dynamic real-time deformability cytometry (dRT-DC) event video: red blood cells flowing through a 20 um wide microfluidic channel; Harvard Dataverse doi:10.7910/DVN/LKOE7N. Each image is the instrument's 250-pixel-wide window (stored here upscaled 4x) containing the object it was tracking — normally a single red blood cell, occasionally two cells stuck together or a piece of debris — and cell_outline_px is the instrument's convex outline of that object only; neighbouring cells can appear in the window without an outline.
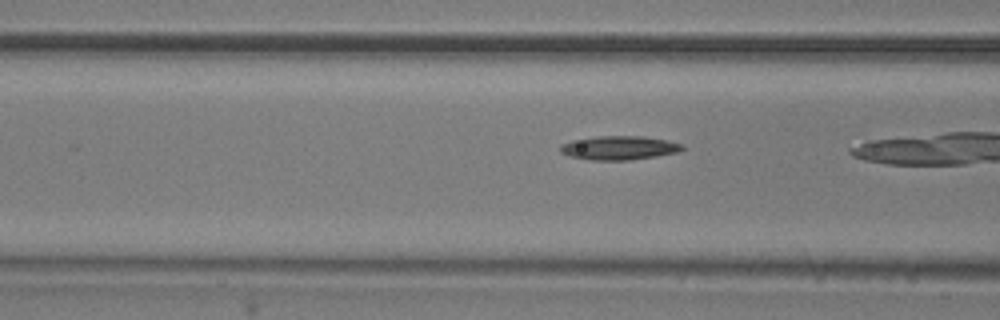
{"species": "common noctule bat (a hibernating species)", "species_latin": "Nyctalus noctula", "temperature_condition": "room temperature", "stored_images_in_passage": 13, "camera_frame_rate_fps": 3000, "um_per_image_px": 0.085, "animal": {"sex": "male", "body_mass_g": 20.5, "forearm_length_mm": 52.5}, "frame": {"image": 1, "passage_image": 10, "time_ms": 3.0, "image_size_px": [1000, 320], "cell_outline_px": [[684, 148], [676, 152], [656, 156], [628, 160], [592, 160], [572, 156], [560, 152], [560, 144], [572, 140], [596, 136], [640, 136], [664, 140], [684, 144]], "centroid_in_image_um": [52.59, 12.56], "position_along_channel_um": 114.0, "area_um2": 16.76}}